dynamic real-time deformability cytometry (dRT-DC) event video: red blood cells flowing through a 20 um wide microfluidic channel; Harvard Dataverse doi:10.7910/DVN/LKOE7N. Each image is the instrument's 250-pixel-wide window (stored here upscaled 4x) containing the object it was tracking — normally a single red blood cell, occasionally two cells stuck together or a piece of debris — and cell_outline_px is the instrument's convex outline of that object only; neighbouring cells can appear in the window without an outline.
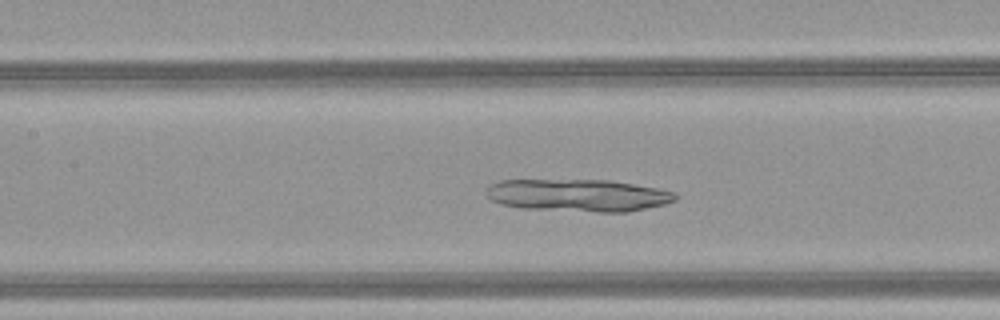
{"species": "common noctule bat (a hibernating species)", "species_latin": "Nyctalus noctula", "temperature_condition": "warm", "stored_images_in_passage": 48, "camera_frame_rate_fps": 3000, "um_per_image_px": 0.085, "animal": {"sex": "female", "body_mass_g": 21.9}, "frame": {"image": 1, "passage_image": 22, "time_ms": 7.0, "image_size_px": [1000, 320], "cell_outline_px": [[680, 196], [676, 200], [664, 204], [628, 212], [596, 212], [524, 208], [500, 204], [492, 200], [484, 192], [488, 184], [500, 180], [608, 180], [656, 188], [676, 192]], "centroid_in_image_um": [49.12, 16.6], "position_along_channel_um": 158.3, "area_um2": 35.78}}
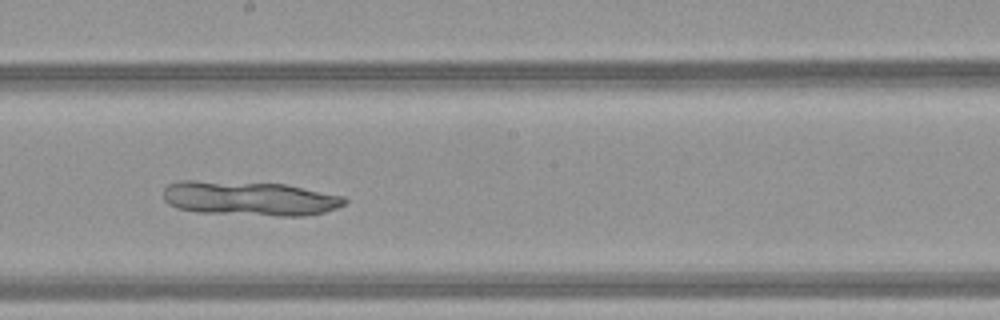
{"frame": {"image": 2, "passage_image": 27, "time_ms": 8.667, "image_size_px": [1000, 320], "cell_outline_px": [[348, 204], [324, 212], [304, 216], [276, 216], [196, 212], [176, 208], [168, 204], [164, 200], [164, 188], [168, 184], [180, 180], [196, 180], [284, 184], [344, 196], [348, 200]], "centroid_in_image_um": [21.21, 16.87], "position_along_channel_um": 227.0, "area_um2": 36.7}}